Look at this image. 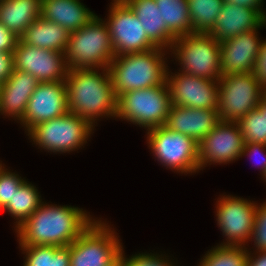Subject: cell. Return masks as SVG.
<instances>
[{
    "label": "cell",
    "instance_id": "cell-22",
    "mask_svg": "<svg viewBox=\"0 0 266 266\" xmlns=\"http://www.w3.org/2000/svg\"><path fill=\"white\" fill-rule=\"evenodd\" d=\"M138 17L147 37L157 46L170 50L176 37L162 21L155 0H123Z\"/></svg>",
    "mask_w": 266,
    "mask_h": 266
},
{
    "label": "cell",
    "instance_id": "cell-14",
    "mask_svg": "<svg viewBox=\"0 0 266 266\" xmlns=\"http://www.w3.org/2000/svg\"><path fill=\"white\" fill-rule=\"evenodd\" d=\"M171 71L168 68L165 83L172 105L218 110L219 81Z\"/></svg>",
    "mask_w": 266,
    "mask_h": 266
},
{
    "label": "cell",
    "instance_id": "cell-6",
    "mask_svg": "<svg viewBox=\"0 0 266 266\" xmlns=\"http://www.w3.org/2000/svg\"><path fill=\"white\" fill-rule=\"evenodd\" d=\"M94 130L87 119L68 112L34 126L27 136L38 149L63 154L84 148Z\"/></svg>",
    "mask_w": 266,
    "mask_h": 266
},
{
    "label": "cell",
    "instance_id": "cell-1",
    "mask_svg": "<svg viewBox=\"0 0 266 266\" xmlns=\"http://www.w3.org/2000/svg\"><path fill=\"white\" fill-rule=\"evenodd\" d=\"M91 216L77 206L43 201L14 231L19 246H69L94 223Z\"/></svg>",
    "mask_w": 266,
    "mask_h": 266
},
{
    "label": "cell",
    "instance_id": "cell-25",
    "mask_svg": "<svg viewBox=\"0 0 266 266\" xmlns=\"http://www.w3.org/2000/svg\"><path fill=\"white\" fill-rule=\"evenodd\" d=\"M43 202L37 187L26 180L15 192L10 201L3 209L10 214L15 220L14 229L17 228L24 220L29 218Z\"/></svg>",
    "mask_w": 266,
    "mask_h": 266
},
{
    "label": "cell",
    "instance_id": "cell-9",
    "mask_svg": "<svg viewBox=\"0 0 266 266\" xmlns=\"http://www.w3.org/2000/svg\"><path fill=\"white\" fill-rule=\"evenodd\" d=\"M104 219L94 221L69 245L70 266H107L115 260L123 247L119 234Z\"/></svg>",
    "mask_w": 266,
    "mask_h": 266
},
{
    "label": "cell",
    "instance_id": "cell-35",
    "mask_svg": "<svg viewBox=\"0 0 266 266\" xmlns=\"http://www.w3.org/2000/svg\"><path fill=\"white\" fill-rule=\"evenodd\" d=\"M252 73L261 87L266 90V38L260 44Z\"/></svg>",
    "mask_w": 266,
    "mask_h": 266
},
{
    "label": "cell",
    "instance_id": "cell-34",
    "mask_svg": "<svg viewBox=\"0 0 266 266\" xmlns=\"http://www.w3.org/2000/svg\"><path fill=\"white\" fill-rule=\"evenodd\" d=\"M253 155L258 157L259 159L257 160L258 161L257 165L259 166L260 169L259 171H261L260 172L261 177L264 178L266 174V144L257 143V142L245 143L242 150L241 158L244 156L250 157Z\"/></svg>",
    "mask_w": 266,
    "mask_h": 266
},
{
    "label": "cell",
    "instance_id": "cell-11",
    "mask_svg": "<svg viewBox=\"0 0 266 266\" xmlns=\"http://www.w3.org/2000/svg\"><path fill=\"white\" fill-rule=\"evenodd\" d=\"M215 205L216 223L225 237L221 245L250 247L257 201L223 194L219 195Z\"/></svg>",
    "mask_w": 266,
    "mask_h": 266
},
{
    "label": "cell",
    "instance_id": "cell-23",
    "mask_svg": "<svg viewBox=\"0 0 266 266\" xmlns=\"http://www.w3.org/2000/svg\"><path fill=\"white\" fill-rule=\"evenodd\" d=\"M70 32L61 25L39 17L29 25L19 40L41 49L65 53Z\"/></svg>",
    "mask_w": 266,
    "mask_h": 266
},
{
    "label": "cell",
    "instance_id": "cell-42",
    "mask_svg": "<svg viewBox=\"0 0 266 266\" xmlns=\"http://www.w3.org/2000/svg\"><path fill=\"white\" fill-rule=\"evenodd\" d=\"M262 180H264V182H266V174H265V176H264V178Z\"/></svg>",
    "mask_w": 266,
    "mask_h": 266
},
{
    "label": "cell",
    "instance_id": "cell-28",
    "mask_svg": "<svg viewBox=\"0 0 266 266\" xmlns=\"http://www.w3.org/2000/svg\"><path fill=\"white\" fill-rule=\"evenodd\" d=\"M223 5V0H188L192 32L209 33Z\"/></svg>",
    "mask_w": 266,
    "mask_h": 266
},
{
    "label": "cell",
    "instance_id": "cell-3",
    "mask_svg": "<svg viewBox=\"0 0 266 266\" xmlns=\"http://www.w3.org/2000/svg\"><path fill=\"white\" fill-rule=\"evenodd\" d=\"M169 53L166 49L156 47L145 52L115 56L108 69L117 97L131 90L164 84L170 68L167 64Z\"/></svg>",
    "mask_w": 266,
    "mask_h": 266
},
{
    "label": "cell",
    "instance_id": "cell-32",
    "mask_svg": "<svg viewBox=\"0 0 266 266\" xmlns=\"http://www.w3.org/2000/svg\"><path fill=\"white\" fill-rule=\"evenodd\" d=\"M249 242L251 244L254 242V247L252 246L253 249L247 248V251H266V199L265 202L257 203L253 230Z\"/></svg>",
    "mask_w": 266,
    "mask_h": 266
},
{
    "label": "cell",
    "instance_id": "cell-38",
    "mask_svg": "<svg viewBox=\"0 0 266 266\" xmlns=\"http://www.w3.org/2000/svg\"><path fill=\"white\" fill-rule=\"evenodd\" d=\"M223 2L258 10L266 18V8L264 7V0H223Z\"/></svg>",
    "mask_w": 266,
    "mask_h": 266
},
{
    "label": "cell",
    "instance_id": "cell-33",
    "mask_svg": "<svg viewBox=\"0 0 266 266\" xmlns=\"http://www.w3.org/2000/svg\"><path fill=\"white\" fill-rule=\"evenodd\" d=\"M173 260L162 252L159 254L145 251L132 254L129 258L125 255V266H177V261L175 263Z\"/></svg>",
    "mask_w": 266,
    "mask_h": 266
},
{
    "label": "cell",
    "instance_id": "cell-19",
    "mask_svg": "<svg viewBox=\"0 0 266 266\" xmlns=\"http://www.w3.org/2000/svg\"><path fill=\"white\" fill-rule=\"evenodd\" d=\"M220 121L217 109H194L172 105L164 126L199 143Z\"/></svg>",
    "mask_w": 266,
    "mask_h": 266
},
{
    "label": "cell",
    "instance_id": "cell-13",
    "mask_svg": "<svg viewBox=\"0 0 266 266\" xmlns=\"http://www.w3.org/2000/svg\"><path fill=\"white\" fill-rule=\"evenodd\" d=\"M198 144L200 172L211 164L224 165L238 161L245 142L237 122L221 120Z\"/></svg>",
    "mask_w": 266,
    "mask_h": 266
},
{
    "label": "cell",
    "instance_id": "cell-36",
    "mask_svg": "<svg viewBox=\"0 0 266 266\" xmlns=\"http://www.w3.org/2000/svg\"><path fill=\"white\" fill-rule=\"evenodd\" d=\"M19 38L0 22V52L13 53Z\"/></svg>",
    "mask_w": 266,
    "mask_h": 266
},
{
    "label": "cell",
    "instance_id": "cell-2",
    "mask_svg": "<svg viewBox=\"0 0 266 266\" xmlns=\"http://www.w3.org/2000/svg\"><path fill=\"white\" fill-rule=\"evenodd\" d=\"M65 83L70 113L87 119L94 127L100 119L116 117L118 97L108 68L68 70Z\"/></svg>",
    "mask_w": 266,
    "mask_h": 266
},
{
    "label": "cell",
    "instance_id": "cell-29",
    "mask_svg": "<svg viewBox=\"0 0 266 266\" xmlns=\"http://www.w3.org/2000/svg\"><path fill=\"white\" fill-rule=\"evenodd\" d=\"M247 256L248 251L245 246L217 243L206 251L197 266H246Z\"/></svg>",
    "mask_w": 266,
    "mask_h": 266
},
{
    "label": "cell",
    "instance_id": "cell-10",
    "mask_svg": "<svg viewBox=\"0 0 266 266\" xmlns=\"http://www.w3.org/2000/svg\"><path fill=\"white\" fill-rule=\"evenodd\" d=\"M264 96L265 90L252 72L221 76L217 110L220 120L237 122L257 108Z\"/></svg>",
    "mask_w": 266,
    "mask_h": 266
},
{
    "label": "cell",
    "instance_id": "cell-7",
    "mask_svg": "<svg viewBox=\"0 0 266 266\" xmlns=\"http://www.w3.org/2000/svg\"><path fill=\"white\" fill-rule=\"evenodd\" d=\"M171 106L166 83L131 90L118 96L115 119L131 122L147 131L166 124Z\"/></svg>",
    "mask_w": 266,
    "mask_h": 266
},
{
    "label": "cell",
    "instance_id": "cell-15",
    "mask_svg": "<svg viewBox=\"0 0 266 266\" xmlns=\"http://www.w3.org/2000/svg\"><path fill=\"white\" fill-rule=\"evenodd\" d=\"M14 69L33 75L39 82L65 81L68 67L65 54L41 49L18 40L13 52Z\"/></svg>",
    "mask_w": 266,
    "mask_h": 266
},
{
    "label": "cell",
    "instance_id": "cell-4",
    "mask_svg": "<svg viewBox=\"0 0 266 266\" xmlns=\"http://www.w3.org/2000/svg\"><path fill=\"white\" fill-rule=\"evenodd\" d=\"M64 54L68 70L108 68L115 52L104 19L96 15L85 26L71 32Z\"/></svg>",
    "mask_w": 266,
    "mask_h": 266
},
{
    "label": "cell",
    "instance_id": "cell-21",
    "mask_svg": "<svg viewBox=\"0 0 266 266\" xmlns=\"http://www.w3.org/2000/svg\"><path fill=\"white\" fill-rule=\"evenodd\" d=\"M96 14L80 0H42L41 17L61 25L68 32L76 31Z\"/></svg>",
    "mask_w": 266,
    "mask_h": 266
},
{
    "label": "cell",
    "instance_id": "cell-40",
    "mask_svg": "<svg viewBox=\"0 0 266 266\" xmlns=\"http://www.w3.org/2000/svg\"><path fill=\"white\" fill-rule=\"evenodd\" d=\"M107 266H125L124 250L122 249L121 254Z\"/></svg>",
    "mask_w": 266,
    "mask_h": 266
},
{
    "label": "cell",
    "instance_id": "cell-16",
    "mask_svg": "<svg viewBox=\"0 0 266 266\" xmlns=\"http://www.w3.org/2000/svg\"><path fill=\"white\" fill-rule=\"evenodd\" d=\"M69 112L65 81L39 82L20 124L27 134L34 126Z\"/></svg>",
    "mask_w": 266,
    "mask_h": 266
},
{
    "label": "cell",
    "instance_id": "cell-27",
    "mask_svg": "<svg viewBox=\"0 0 266 266\" xmlns=\"http://www.w3.org/2000/svg\"><path fill=\"white\" fill-rule=\"evenodd\" d=\"M23 266H70L69 246H19Z\"/></svg>",
    "mask_w": 266,
    "mask_h": 266
},
{
    "label": "cell",
    "instance_id": "cell-18",
    "mask_svg": "<svg viewBox=\"0 0 266 266\" xmlns=\"http://www.w3.org/2000/svg\"><path fill=\"white\" fill-rule=\"evenodd\" d=\"M38 83L33 75L13 69L9 78L0 85V115L20 123Z\"/></svg>",
    "mask_w": 266,
    "mask_h": 266
},
{
    "label": "cell",
    "instance_id": "cell-12",
    "mask_svg": "<svg viewBox=\"0 0 266 266\" xmlns=\"http://www.w3.org/2000/svg\"><path fill=\"white\" fill-rule=\"evenodd\" d=\"M115 56L145 52L157 46L147 37L141 22L124 1H111L107 18H104Z\"/></svg>",
    "mask_w": 266,
    "mask_h": 266
},
{
    "label": "cell",
    "instance_id": "cell-30",
    "mask_svg": "<svg viewBox=\"0 0 266 266\" xmlns=\"http://www.w3.org/2000/svg\"><path fill=\"white\" fill-rule=\"evenodd\" d=\"M245 143L266 144V111L253 109L237 121Z\"/></svg>",
    "mask_w": 266,
    "mask_h": 266
},
{
    "label": "cell",
    "instance_id": "cell-41",
    "mask_svg": "<svg viewBox=\"0 0 266 266\" xmlns=\"http://www.w3.org/2000/svg\"><path fill=\"white\" fill-rule=\"evenodd\" d=\"M257 108H258L260 111H266V96H264V97L259 101V104H258Z\"/></svg>",
    "mask_w": 266,
    "mask_h": 266
},
{
    "label": "cell",
    "instance_id": "cell-26",
    "mask_svg": "<svg viewBox=\"0 0 266 266\" xmlns=\"http://www.w3.org/2000/svg\"><path fill=\"white\" fill-rule=\"evenodd\" d=\"M162 21L177 38L192 33L188 0H155Z\"/></svg>",
    "mask_w": 266,
    "mask_h": 266
},
{
    "label": "cell",
    "instance_id": "cell-17",
    "mask_svg": "<svg viewBox=\"0 0 266 266\" xmlns=\"http://www.w3.org/2000/svg\"><path fill=\"white\" fill-rule=\"evenodd\" d=\"M260 29H253L220 42L222 76L253 71L260 44L264 39L259 37Z\"/></svg>",
    "mask_w": 266,
    "mask_h": 266
},
{
    "label": "cell",
    "instance_id": "cell-24",
    "mask_svg": "<svg viewBox=\"0 0 266 266\" xmlns=\"http://www.w3.org/2000/svg\"><path fill=\"white\" fill-rule=\"evenodd\" d=\"M42 0H2L0 22L20 38L41 17Z\"/></svg>",
    "mask_w": 266,
    "mask_h": 266
},
{
    "label": "cell",
    "instance_id": "cell-20",
    "mask_svg": "<svg viewBox=\"0 0 266 266\" xmlns=\"http://www.w3.org/2000/svg\"><path fill=\"white\" fill-rule=\"evenodd\" d=\"M264 27L266 29V18L258 10L224 2L209 34L222 42L238 34Z\"/></svg>",
    "mask_w": 266,
    "mask_h": 266
},
{
    "label": "cell",
    "instance_id": "cell-39",
    "mask_svg": "<svg viewBox=\"0 0 266 266\" xmlns=\"http://www.w3.org/2000/svg\"><path fill=\"white\" fill-rule=\"evenodd\" d=\"M246 266H266V251H248Z\"/></svg>",
    "mask_w": 266,
    "mask_h": 266
},
{
    "label": "cell",
    "instance_id": "cell-5",
    "mask_svg": "<svg viewBox=\"0 0 266 266\" xmlns=\"http://www.w3.org/2000/svg\"><path fill=\"white\" fill-rule=\"evenodd\" d=\"M170 56L178 62V71L219 81L221 73L220 42L209 33H190L177 37L170 50ZM173 54V55H172Z\"/></svg>",
    "mask_w": 266,
    "mask_h": 266
},
{
    "label": "cell",
    "instance_id": "cell-37",
    "mask_svg": "<svg viewBox=\"0 0 266 266\" xmlns=\"http://www.w3.org/2000/svg\"><path fill=\"white\" fill-rule=\"evenodd\" d=\"M13 69V53L0 52V85L9 78Z\"/></svg>",
    "mask_w": 266,
    "mask_h": 266
},
{
    "label": "cell",
    "instance_id": "cell-8",
    "mask_svg": "<svg viewBox=\"0 0 266 266\" xmlns=\"http://www.w3.org/2000/svg\"><path fill=\"white\" fill-rule=\"evenodd\" d=\"M146 136L152 156L166 169L184 175L199 172V144L193 138L165 126L147 130Z\"/></svg>",
    "mask_w": 266,
    "mask_h": 266
},
{
    "label": "cell",
    "instance_id": "cell-31",
    "mask_svg": "<svg viewBox=\"0 0 266 266\" xmlns=\"http://www.w3.org/2000/svg\"><path fill=\"white\" fill-rule=\"evenodd\" d=\"M4 165L3 163L0 166V210L12 201L15 192L26 181L16 171L12 172Z\"/></svg>",
    "mask_w": 266,
    "mask_h": 266
}]
</instances>
